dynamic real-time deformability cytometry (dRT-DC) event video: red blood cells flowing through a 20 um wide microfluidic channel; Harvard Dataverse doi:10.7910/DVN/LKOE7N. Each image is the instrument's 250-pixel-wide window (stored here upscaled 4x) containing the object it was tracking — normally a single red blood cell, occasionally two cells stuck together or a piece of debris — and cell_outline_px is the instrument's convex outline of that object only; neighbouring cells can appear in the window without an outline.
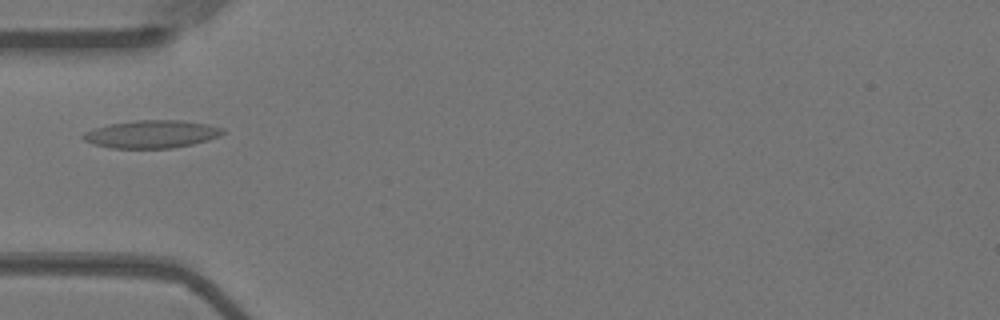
{"species": "Egyptian fruit bat (a non-hibernating species)", "species_latin": "Rousettus aegyptiacus", "temperature_condition": "warm", "stored_images_in_passage": 33, "camera_frame_rate_fps": 3000, "um_per_image_px": 0.085, "animal": {"sex": "female"}, "frame": {"image": 1, "passage_image": 1, "time_ms": 0.0, "image_size_px": [1000, 320], "cell_outline_px": [[224, 132], [220, 136], [208, 140], [192, 144], [172, 148], [112, 148], [92, 144], [84, 140], [80, 136], [84, 132], [108, 124], [136, 120], [180, 120], [208, 124], [224, 128]], "centroid_in_image_um": [12.89, 11.4], "position_along_channel_um": 72.1, "area_um2": 22.66}}
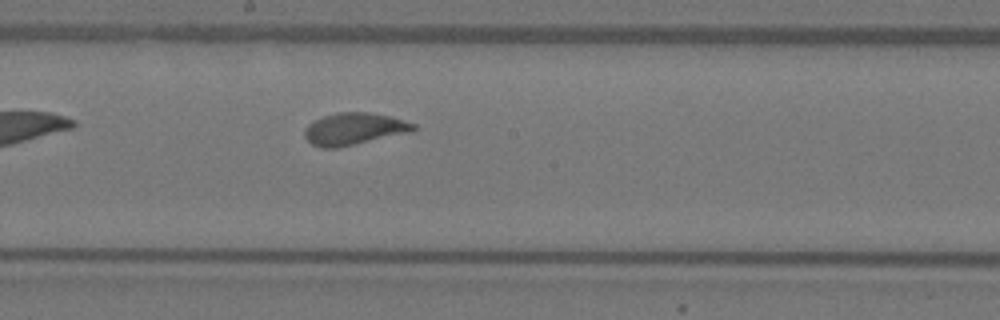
{"frame": {"image": 2, "passage_image": 13, "time_ms": 4.0, "image_size_px": [1000, 320], "cell_outline_px": [[416, 128], [412, 132], [336, 148], [320, 148], [312, 144], [304, 136], [304, 128], [308, 124], [324, 116], [336, 112], [368, 112], [392, 116], [416, 124]], "centroid_in_image_um": [30.11, 10.95], "position_along_channel_um": 218.1, "area_um2": 20.4}}
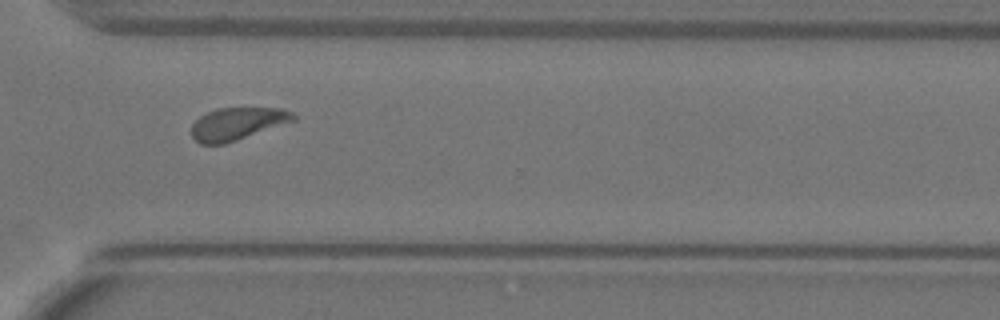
{"frame": {"image": 3, "passage_image": 24, "time_ms": 7.667, "image_size_px": [1000, 320], "cell_outline_px": [[296, 120], [224, 144], [200, 144], [192, 136], [192, 124], [200, 116], [216, 108], [280, 108], [292, 112], [296, 116]], "centroid_in_image_um": [20.17, 10.51], "position_along_channel_um": 350.4, "area_um2": 19.07}}